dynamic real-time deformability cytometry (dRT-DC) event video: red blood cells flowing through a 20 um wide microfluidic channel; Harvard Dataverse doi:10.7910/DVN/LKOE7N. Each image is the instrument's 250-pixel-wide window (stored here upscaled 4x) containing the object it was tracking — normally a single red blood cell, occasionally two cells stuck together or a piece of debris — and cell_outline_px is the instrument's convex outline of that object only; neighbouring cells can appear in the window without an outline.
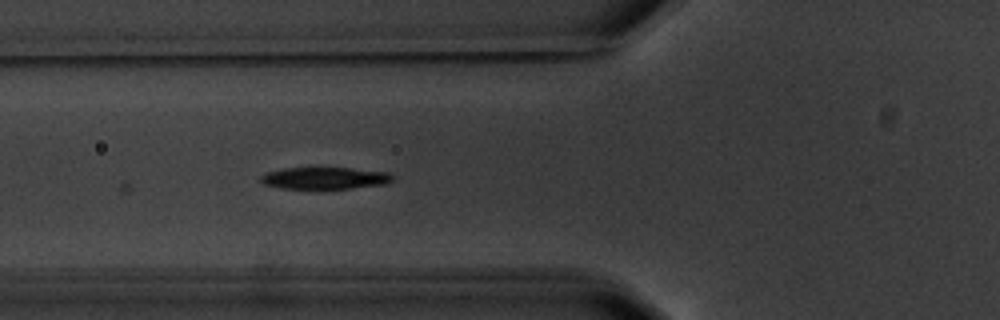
{"species": "common noctule bat (a hibernating species)", "species_latin": "Nyctalus noctula", "temperature_condition": "warm", "stored_images_in_passage": 6, "camera_frame_rate_fps": 3000, "um_per_image_px": 0.085, "animal": {"sex": "male", "body_mass_g": 20.1, "forearm_length_mm": 53.5}, "frame": {"image": 1, "passage_image": 6, "time_ms": 5.667, "image_size_px": [1000, 320], "cell_outline_px": [[396, 176], [388, 184], [352, 188], [280, 188], [264, 184], [260, 180], [260, 176], [268, 172], [284, 168], [348, 168], [388, 172]], "centroid_in_image_um": [27.66, 15.14], "position_along_channel_um": 98.1, "area_um2": 16.76}}